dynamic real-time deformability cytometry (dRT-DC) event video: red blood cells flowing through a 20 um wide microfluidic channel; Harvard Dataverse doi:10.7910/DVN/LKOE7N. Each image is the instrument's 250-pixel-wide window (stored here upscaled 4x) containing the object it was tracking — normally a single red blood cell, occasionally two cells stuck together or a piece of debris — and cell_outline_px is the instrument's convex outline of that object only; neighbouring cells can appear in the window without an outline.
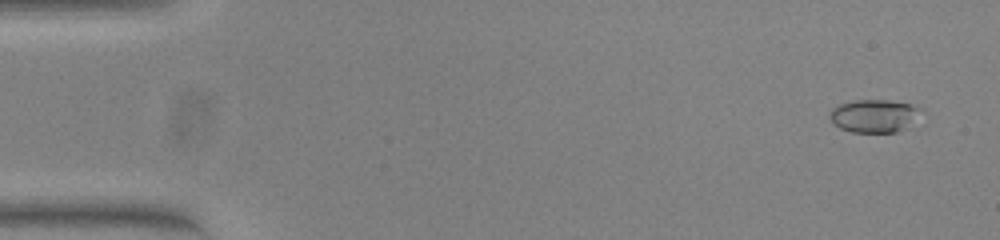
{"species": "common noctule bat (a hibernating species)", "species_latin": "Nyctalus noctula", "temperature_condition": "warm", "stored_images_in_passage": 54, "camera_frame_rate_fps": 3000, "um_per_image_px": 0.085, "animal": {"sex": "female", "body_mass_g": 23.0, "forearm_length_mm": 53.4}, "frame": {"image": 1, "passage_image": 3, "time_ms": 0.667, "image_size_px": [1000, 240], "cell_outline_px": [[920, 108], [908, 128], [896, 132], [852, 132], [840, 128], [828, 116], [828, 112], [832, 108], [840, 104], [856, 100], [888, 100], [908, 104]], "centroid_in_image_um": [74.24, 9.85], "position_along_channel_um": 10.8, "area_um2": 17.17}}
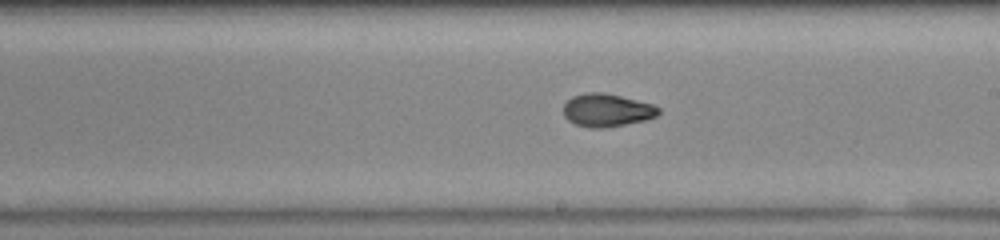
{"frame": {"image": 2, "passage_image": 31, "time_ms": 10.0, "image_size_px": [1000, 240], "cell_outline_px": [[660, 112], [656, 116], [644, 120], [604, 128], [588, 128], [576, 124], [568, 120], [564, 116], [564, 104], [572, 96], [588, 92], [604, 92], [652, 104], [660, 108]], "centroid_in_image_um": [51.56, 9.36], "position_along_channel_um": 237.4, "area_um2": 18.15}}
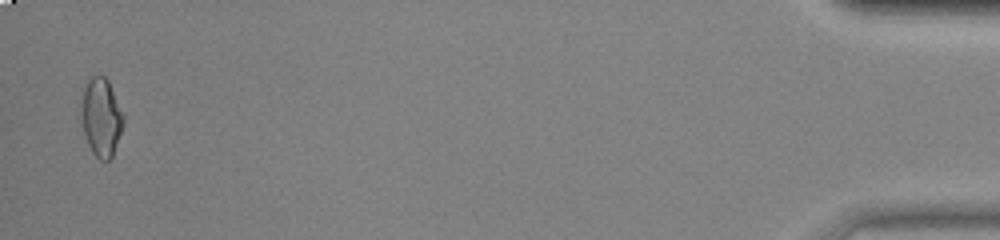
{"frame": {"image": 3, "passage_image": 53, "time_ms": 17.333, "image_size_px": [1000, 240], "cell_outline_px": [[124, 124], [112, 156], [108, 160], [100, 160], [92, 152], [88, 144], [84, 132], [80, 112], [80, 104], [84, 84], [92, 76], [104, 76], [108, 80], [124, 116]], "centroid_in_image_um": [8.58, 9.95], "position_along_channel_um": 426.6, "area_um2": 19.25}, "authors_computed_cell_mechanics": {"area_um2": 18.0336, "velocity_mm_per_s": 3.8455, "shape_relaxation_time_tau1_ms": 8.843, "shape_relaxation_time_tau2_ms": 1.6258, "deformation_change_tau1": 0.2293, "deformation_change_tau2": 0.055}}